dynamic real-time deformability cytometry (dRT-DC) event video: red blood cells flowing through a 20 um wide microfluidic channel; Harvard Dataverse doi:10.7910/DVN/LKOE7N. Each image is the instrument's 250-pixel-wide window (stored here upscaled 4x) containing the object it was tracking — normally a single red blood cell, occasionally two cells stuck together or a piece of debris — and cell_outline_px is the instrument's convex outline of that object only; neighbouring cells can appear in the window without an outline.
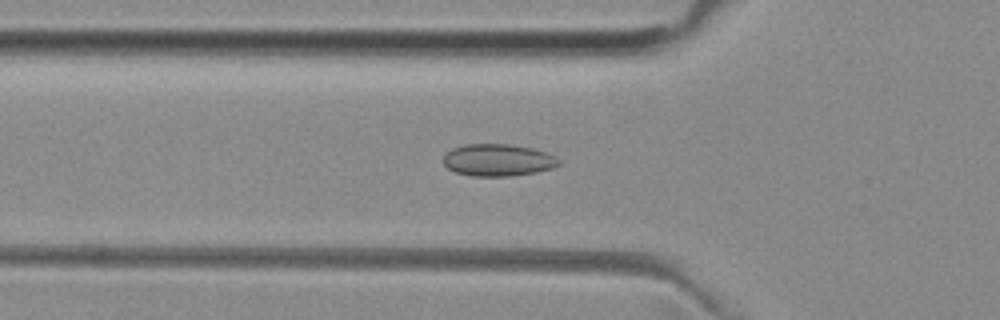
{"species": "common noctule bat (a hibernating species)", "species_latin": "Nyctalus noctula", "temperature_condition": "room temperature", "stored_images_in_passage": 13, "camera_frame_rate_fps": 3000, "um_per_image_px": 0.085, "animal": {"sex": "female", "body_mass_g": 29.2, "forearm_length_mm": 56.3}, "frame": {"image": 1, "passage_image": 9, "time_ms": 2.667, "image_size_px": [1000, 320], "cell_outline_px": [[560, 164], [552, 168], [536, 172], [512, 176], [472, 176], [456, 172], [448, 168], [444, 164], [444, 156], [452, 148], [464, 144], [508, 144], [532, 148], [548, 152], [556, 156], [560, 160]], "centroid_in_image_um": [42.36, 13.6], "position_along_channel_um": 83.4, "area_um2": 21.68}}
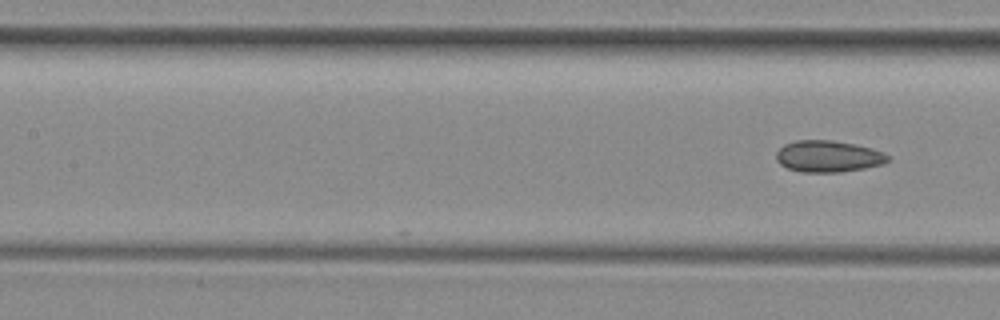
{"frame": {"image": 2, "passage_image": 13, "time_ms": 4.0, "image_size_px": [1000, 320], "cell_outline_px": [[888, 160], [884, 164], [864, 168], [840, 172], [800, 172], [788, 168], [780, 164], [776, 160], [776, 152], [784, 144], [796, 140], [832, 140], [856, 144], [872, 148], [884, 152], [888, 156]], "centroid_in_image_um": [70.39, 13.28], "position_along_channel_um": 137.0, "area_um2": 20.63}}